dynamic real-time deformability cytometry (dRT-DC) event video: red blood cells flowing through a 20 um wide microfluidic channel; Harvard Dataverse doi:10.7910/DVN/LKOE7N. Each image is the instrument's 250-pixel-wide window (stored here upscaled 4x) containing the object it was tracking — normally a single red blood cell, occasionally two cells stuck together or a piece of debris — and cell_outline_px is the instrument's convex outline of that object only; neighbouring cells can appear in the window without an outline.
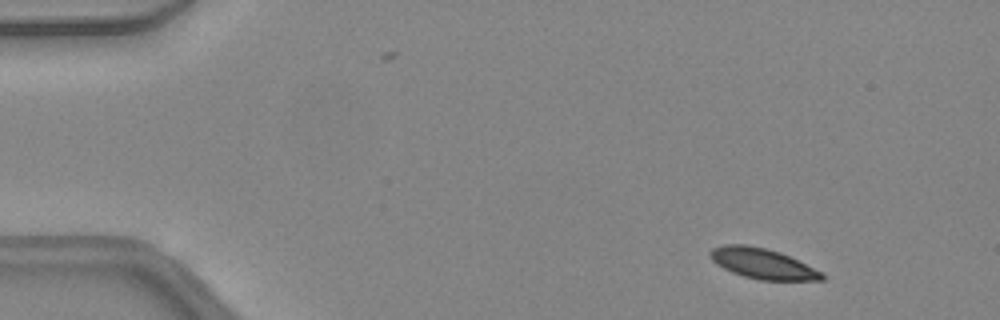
{"species": "common noctule bat (a hibernating species)", "species_latin": "Nyctalus noctula", "temperature_condition": "warm", "stored_images_in_passage": 45, "camera_frame_rate_fps": 3000, "um_per_image_px": 0.085, "animal": {"sex": "female", "body_mass_g": 24.6, "forearm_length_mm": 56.2}, "frame": {"image": 1, "passage_image": 4, "time_ms": 1.0, "image_size_px": [1000, 320], "cell_outline_px": [[824, 280], [760, 280], [744, 276], [732, 272], [716, 264], [708, 256], [708, 252], [712, 248], [724, 244], [744, 244], [764, 248], [780, 252], [824, 272]], "centroid_in_image_um": [64.8, 22.4], "position_along_channel_um": 20.2, "area_um2": 19.83}}
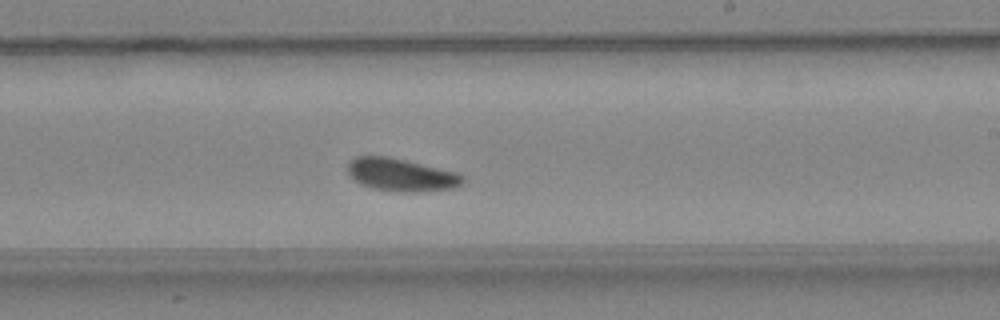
{"frame": {"image": 2, "passage_image": 27, "time_ms": 8.667, "image_size_px": [1000, 320], "cell_outline_px": [[464, 184], [452, 188], [412, 192], [404, 192], [372, 188], [360, 184], [348, 176], [348, 160], [356, 156], [388, 156], [456, 172], [464, 176]], "centroid_in_image_um": [34.06, 14.85], "position_along_channel_um": 254.9, "area_um2": 21.96}}
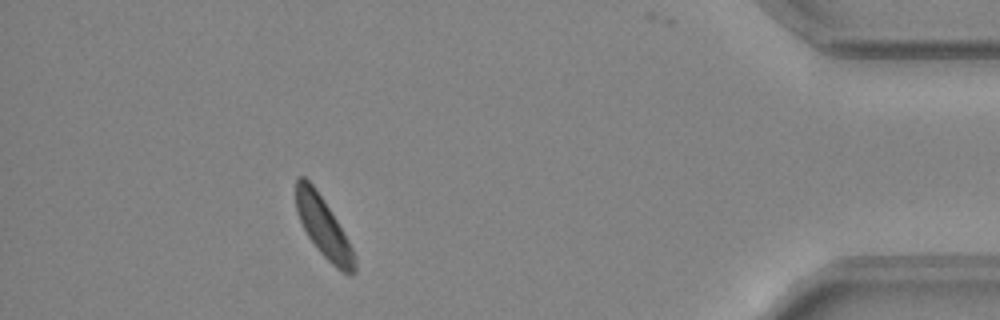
{"frame": {"image": 3, "passage_image": 41, "time_ms": 13.333, "image_size_px": [1000, 320], "cell_outline_px": [[356, 272], [352, 276], [348, 276], [336, 268], [316, 248], [308, 236], [296, 212], [296, 176], [304, 176], [312, 184], [324, 200], [348, 240], [356, 256]], "centroid_in_image_um": [27.51, 19.35], "position_along_channel_um": 407.7, "area_um2": 20.46}, "authors_computed_cell_mechanics": {"area_um2": 21.1548, "velocity_mm_per_s": 4.4036, "shape_relaxation_time_tau1_ms": 1.9052, "shape_relaxation_time_tau2_ms": null, "deformation_change_tau1": 0.0706, "deformation_change_tau2": null}}